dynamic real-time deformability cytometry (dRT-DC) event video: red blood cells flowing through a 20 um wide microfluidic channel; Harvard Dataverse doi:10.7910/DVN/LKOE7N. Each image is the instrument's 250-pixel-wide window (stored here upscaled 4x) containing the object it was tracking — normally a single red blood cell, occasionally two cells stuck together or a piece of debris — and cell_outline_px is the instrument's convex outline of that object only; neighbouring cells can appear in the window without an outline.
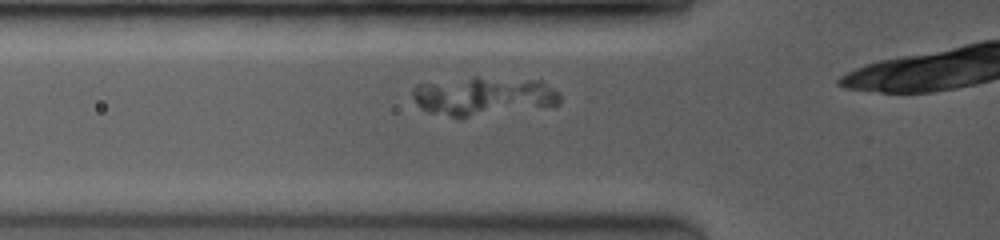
{"species": "common noctule bat (a hibernating species)", "species_latin": "Nyctalus noctula", "temperature_condition": "room temperature", "stored_images_in_passage": 44, "camera_frame_rate_fps": 3500, "um_per_image_px": 0.085, "animal": {"sex": "female", "body_mass_g": 19.0, "forearm_length_mm": 53.3}, "frame": {"image": 1, "passage_image": 5, "time_ms": 0.857, "image_size_px": [1000, 240], "cell_outline_px": [[560, 104], [552, 108], [468, 116], [452, 116], [428, 112], [420, 108], [412, 96], [412, 88], [416, 84], [472, 76], [476, 76], [540, 80], [560, 92]], "centroid_in_image_um": [41.16, 8.15], "position_along_channel_um": 84.6, "area_um2": 33.99}}
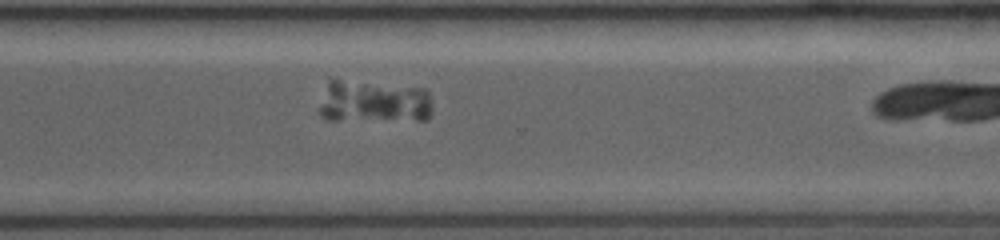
{"frame": {"image": 2, "passage_image": 34, "time_ms": 7.143, "image_size_px": [1000, 240], "cell_outline_px": [[432, 112], [428, 120], [324, 120], [320, 116], [320, 108], [328, 80], [340, 80], [424, 88], [428, 92], [432, 104]], "centroid_in_image_um": [31.81, 8.67], "position_along_channel_um": 338.8, "area_um2": 28.15}}
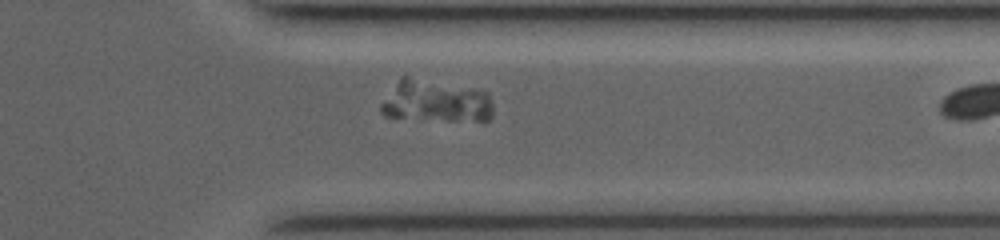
{"frame": {"image": 3, "passage_image": 38, "time_ms": 8.0, "image_size_px": [1000, 240], "cell_outline_px": [[492, 116], [484, 124], [384, 116], [380, 112], [380, 104], [400, 76], [408, 76], [488, 92], [492, 104]], "centroid_in_image_um": [37.08, 8.66], "position_along_channel_um": 374.3, "area_um2": 28.15}}